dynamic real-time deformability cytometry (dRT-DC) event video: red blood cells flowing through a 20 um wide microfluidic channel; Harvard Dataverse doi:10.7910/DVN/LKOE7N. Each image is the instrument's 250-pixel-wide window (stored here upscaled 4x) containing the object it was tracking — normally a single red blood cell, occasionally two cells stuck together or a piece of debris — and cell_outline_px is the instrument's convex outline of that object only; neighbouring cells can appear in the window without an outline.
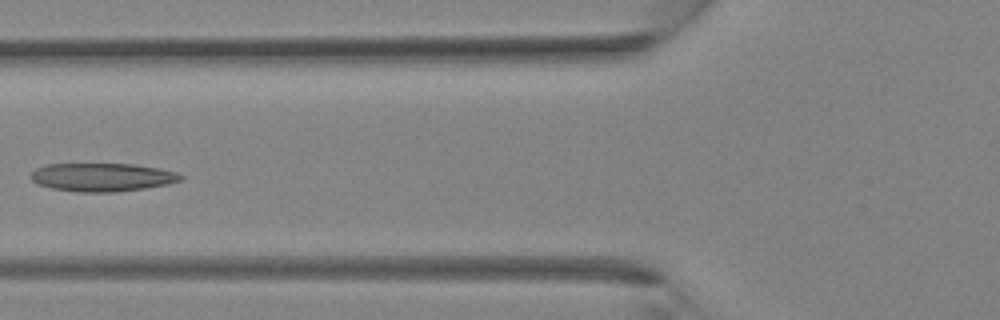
{"species": "Egyptian fruit bat (a non-hibernating species)", "species_latin": "Rousettus aegyptiacus", "temperature_condition": "room temperature", "stored_images_in_passage": 34, "camera_frame_rate_fps": 3000, "um_per_image_px": 0.085, "animal": {"sex": "female"}, "frame": {"image": 1, "passage_image": 13, "time_ms": 4.0, "image_size_px": [1000, 320], "cell_outline_px": [[184, 176], [180, 180], [168, 184], [144, 188], [116, 192], [76, 192], [52, 188], [36, 184], [32, 180], [32, 172], [36, 168], [48, 164], [136, 164], [160, 168], [176, 172]], "centroid_in_image_um": [8.69, 15.06], "position_along_channel_um": 117.1, "area_um2": 24.74}}
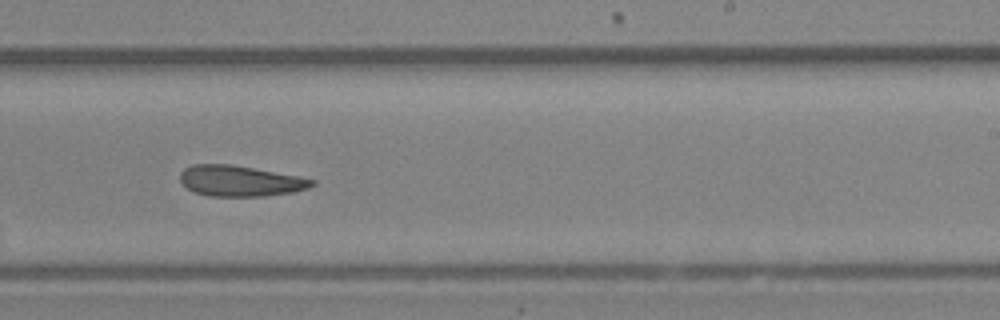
{"frame": {"image": 2, "passage_image": 21, "time_ms": 6.667, "image_size_px": [1000, 320], "cell_outline_px": [[316, 184], [308, 188], [292, 192], [264, 196], [208, 196], [196, 192], [188, 188], [180, 180], [180, 172], [184, 168], [192, 164], [228, 164], [252, 168], [296, 176], [316, 180]], "centroid_in_image_um": [20.39, 15.38], "position_along_channel_um": 268.6, "area_um2": 23.35}}
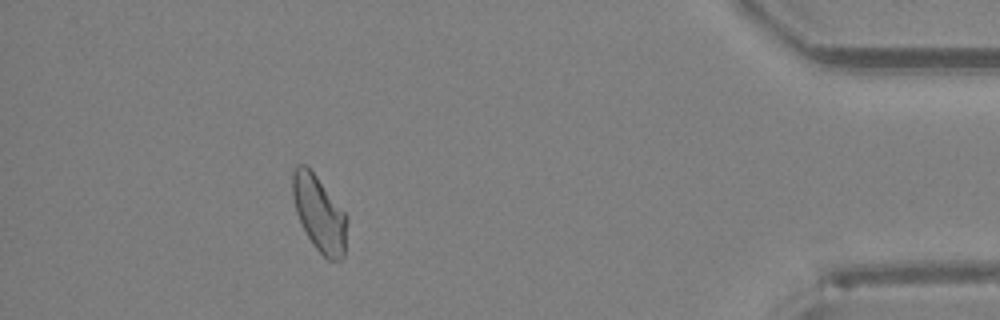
{"frame": {"image": 3, "passage_image": 31, "time_ms": 10.0, "image_size_px": [1000, 320], "cell_outline_px": [[348, 220], [344, 256], [340, 260], [328, 260], [312, 244], [296, 212], [292, 196], [292, 168], [296, 164], [304, 164], [316, 176], [348, 216]], "centroid_in_image_um": [27.14, 18.15], "position_along_channel_um": 408.1, "area_um2": 23.93}}